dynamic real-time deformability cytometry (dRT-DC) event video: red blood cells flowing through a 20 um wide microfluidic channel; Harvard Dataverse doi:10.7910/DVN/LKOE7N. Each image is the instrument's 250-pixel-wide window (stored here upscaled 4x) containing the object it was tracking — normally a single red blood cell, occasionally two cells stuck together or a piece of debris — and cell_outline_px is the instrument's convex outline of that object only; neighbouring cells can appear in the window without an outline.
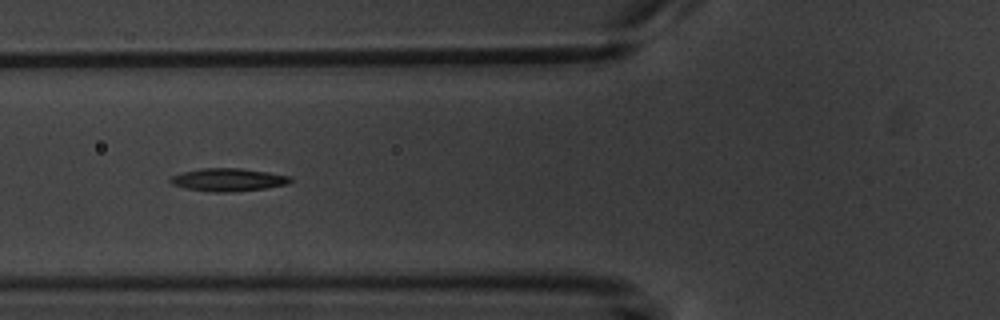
{"species": "common noctule bat (a hibernating species)", "species_latin": "Nyctalus noctula", "temperature_condition": "warm", "stored_images_in_passage": 10, "camera_frame_rate_fps": 3000, "um_per_image_px": 0.085, "animal": {"sex": "male", "body_mass_g": 20.1, "forearm_length_mm": 53.5}, "frame": {"image": 1, "passage_image": 7, "time_ms": 7.0, "image_size_px": [1000, 320], "cell_outline_px": [[296, 180], [288, 184], [264, 188], [228, 192], [216, 192], [184, 188], [172, 184], [168, 180], [172, 176], [184, 172], [200, 168], [240, 168], [268, 172], [292, 176]], "centroid_in_image_um": [19.44, 15.27], "position_along_channel_um": 106.4, "area_um2": 16.01}}
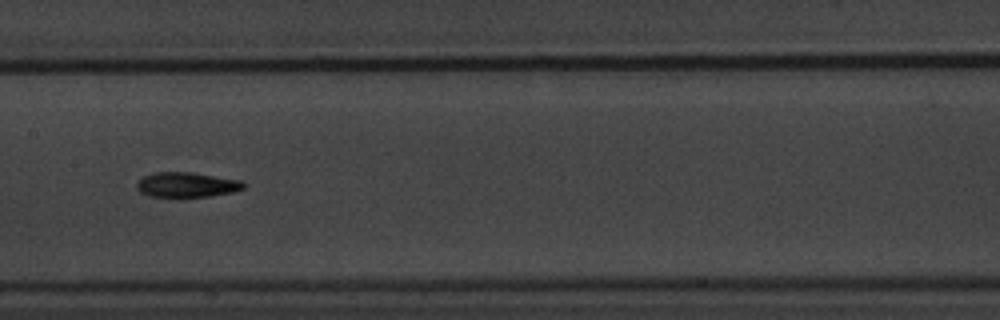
{"frame": {"image": 2, "passage_image": 9, "time_ms": 9.333, "image_size_px": [1000, 320], "cell_outline_px": [[248, 184], [244, 188], [232, 192], [208, 196], [148, 196], [140, 192], [136, 188], [136, 184], [144, 176], [156, 172], [192, 172], [244, 180]], "centroid_in_image_um": [15.93, 15.69], "position_along_channel_um": 191.5, "area_um2": 15.55}}